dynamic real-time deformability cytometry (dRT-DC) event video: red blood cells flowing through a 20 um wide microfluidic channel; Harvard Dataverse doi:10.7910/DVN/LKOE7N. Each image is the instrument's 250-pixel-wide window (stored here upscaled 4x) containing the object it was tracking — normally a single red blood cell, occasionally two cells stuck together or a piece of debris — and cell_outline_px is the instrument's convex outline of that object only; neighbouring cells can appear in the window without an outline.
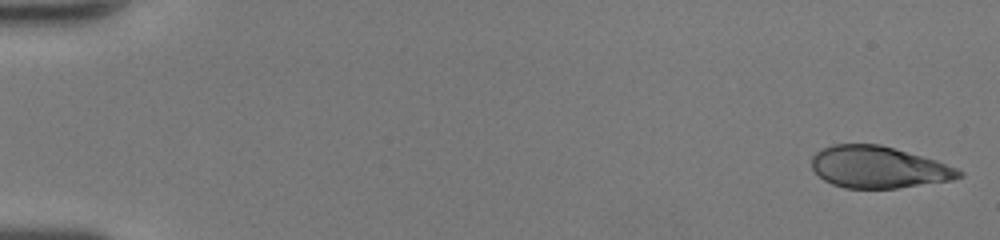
{"species": "human", "species_latin": "Homo sapiens", "temperature_condition": "room temperature", "stored_images_in_passage": 49, "camera_frame_rate_fps": 3000, "um_per_image_px": 0.085, "donor": {"sex": "female"}, "frame": {"image": 1, "passage_image": 1, "time_ms": 0.0, "image_size_px": [1000, 240], "cell_outline_px": [[964, 176], [952, 180], [896, 188], [844, 188], [832, 184], [824, 180], [812, 168], [812, 156], [816, 152], [832, 144], [880, 144], [936, 160], [956, 168], [964, 172]], "centroid_in_image_um": [74.67, 14.21], "position_along_channel_um": 10.3, "area_um2": 35.72}}
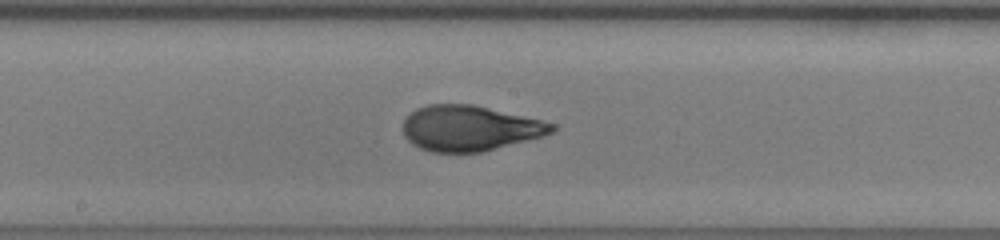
{"frame": {"image": 2, "passage_image": 27, "time_ms": 8.667, "image_size_px": [1000, 240], "cell_outline_px": [[560, 128], [544, 136], [480, 152], [432, 152], [420, 148], [412, 144], [404, 136], [404, 120], [416, 108], [428, 104], [472, 104], [540, 120], [556, 124]], "centroid_in_image_um": [39.93, 10.9], "position_along_channel_um": 208.3, "area_um2": 39.19}}
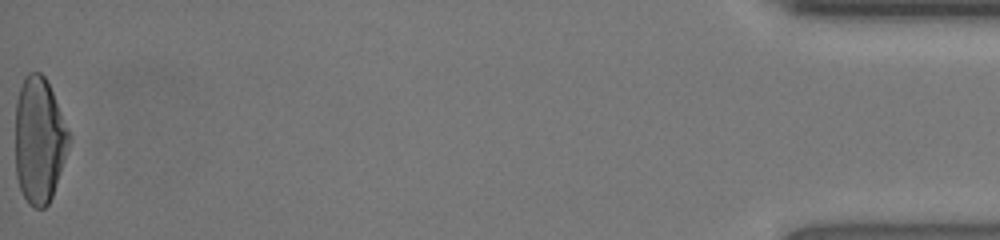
{"frame": {"image": 3, "passage_image": 49, "time_ms": 16.0, "image_size_px": [1000, 240], "cell_outline_px": [[68, 148], [52, 196], [48, 204], [44, 208], [36, 208], [28, 204], [20, 188], [16, 176], [16, 100], [24, 76], [28, 72], [40, 72], [44, 76], [52, 92], [68, 132]], "centroid_in_image_um": [3.3, 11.93], "position_along_channel_um": 431.9, "area_um2": 38.73}, "authors_computed_cell_mechanics": {"area_um2": 38.726, "velocity_mm_per_s": 4.3315, "shape_relaxation_time_tau1_ms": 6.4809, "shape_relaxation_time_tau2_ms": null, "deformation_change_tau1": 0.2744, "deformation_change_tau2": null}}